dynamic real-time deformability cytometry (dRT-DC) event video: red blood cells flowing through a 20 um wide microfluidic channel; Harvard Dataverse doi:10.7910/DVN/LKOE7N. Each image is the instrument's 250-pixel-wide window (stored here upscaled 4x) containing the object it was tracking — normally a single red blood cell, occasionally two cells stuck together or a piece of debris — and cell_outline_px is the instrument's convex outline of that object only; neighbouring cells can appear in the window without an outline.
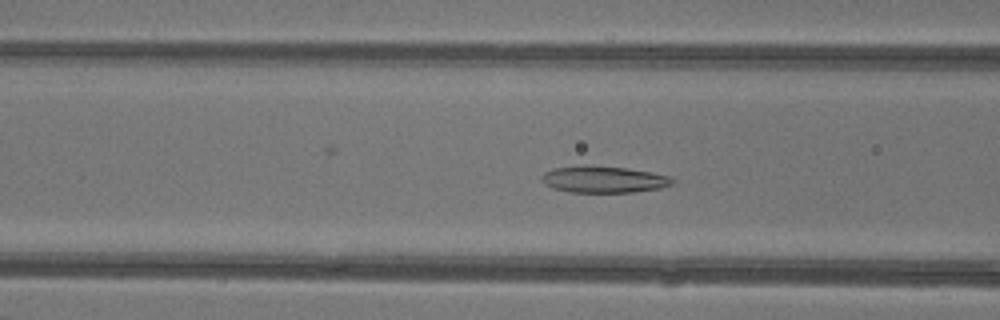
{"species": "common noctule bat (a hibernating species)", "species_latin": "Nyctalus noctula", "temperature_condition": "warm", "stored_images_in_passage": 45, "camera_frame_rate_fps": 3000, "um_per_image_px": 0.085, "animal": {"sex": "female"}, "frame": {"image": 1, "passage_image": 17, "time_ms": 5.333, "image_size_px": [1000, 320], "cell_outline_px": [[676, 184], [660, 188], [632, 192], [568, 192], [552, 188], [544, 184], [540, 180], [540, 176], [544, 172], [556, 168], [584, 164], [624, 168], [652, 172], [668, 176], [676, 180]], "centroid_in_image_um": [51.29, 15.25], "position_along_channel_um": 115.3, "area_um2": 20.58}}
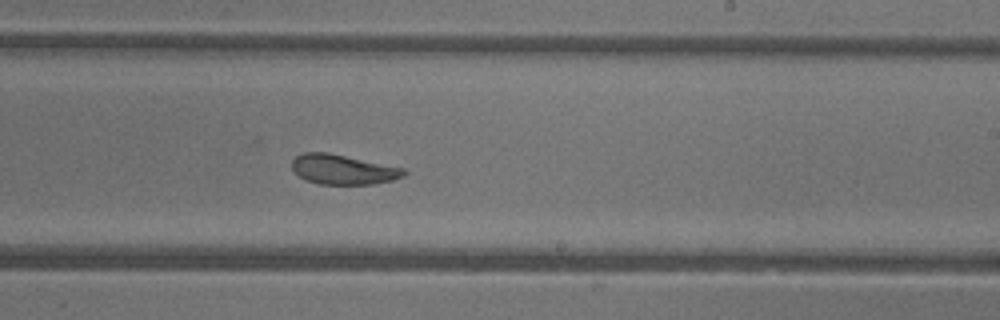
{"frame": {"image": 2, "passage_image": 27, "time_ms": 8.667, "image_size_px": [1000, 320], "cell_outline_px": [[408, 172], [404, 176], [392, 180], [372, 184], [320, 184], [308, 180], [300, 176], [292, 168], [292, 160], [296, 156], [304, 152], [328, 152], [404, 168]], "centroid_in_image_um": [29.17, 14.4], "position_along_channel_um": 259.8, "area_um2": 19.31}}
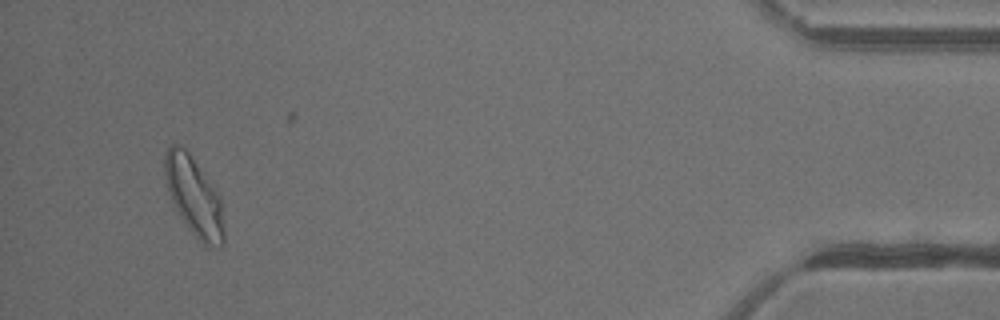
{"frame": {"image": 3, "passage_image": 43, "time_ms": 14.0, "image_size_px": [1000, 320], "cell_outline_px": [[224, 244], [220, 248], [208, 248], [188, 228], [180, 216], [172, 200], [168, 188], [164, 172], [164, 152], [172, 144], [180, 144], [188, 152], [220, 196], [224, 224]], "centroid_in_image_um": [16.51, 16.73], "position_along_channel_um": 418.7, "area_um2": 26.93}}